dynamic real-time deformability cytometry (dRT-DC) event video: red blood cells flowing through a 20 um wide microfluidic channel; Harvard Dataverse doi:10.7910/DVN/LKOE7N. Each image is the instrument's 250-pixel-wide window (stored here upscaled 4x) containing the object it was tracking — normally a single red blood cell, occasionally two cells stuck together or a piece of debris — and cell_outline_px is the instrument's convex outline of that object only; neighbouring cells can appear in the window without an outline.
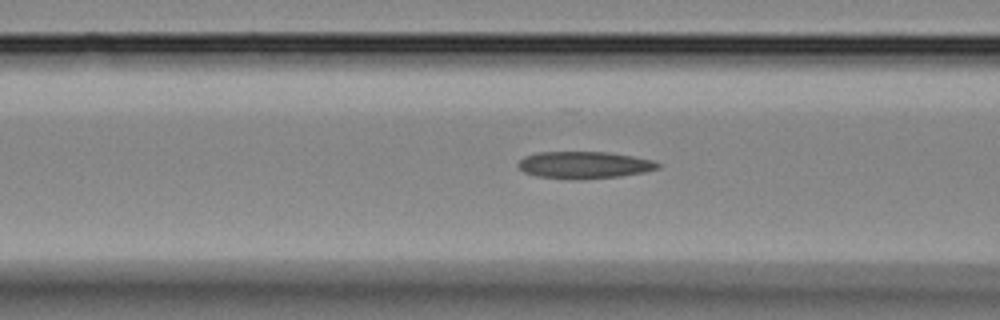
{"species": "Egyptian fruit bat (a non-hibernating species)", "species_latin": "Rousettus aegyptiacus", "temperature_condition": "room temperature", "stored_images_in_passage": 35, "camera_frame_rate_fps": 3000, "um_per_image_px": 0.085, "animal": {"sex": "female"}, "frame": {"image": 1, "passage_image": 8, "time_ms": 2.333, "image_size_px": [1000, 320], "cell_outline_px": [[660, 168], [644, 172], [620, 176], [580, 180], [536, 176], [524, 172], [516, 164], [524, 156], [536, 152], [608, 152], [632, 156], [652, 160], [660, 164]], "centroid_in_image_um": [49.64, 14.02], "position_along_channel_um": 117.0, "area_um2": 22.08}}
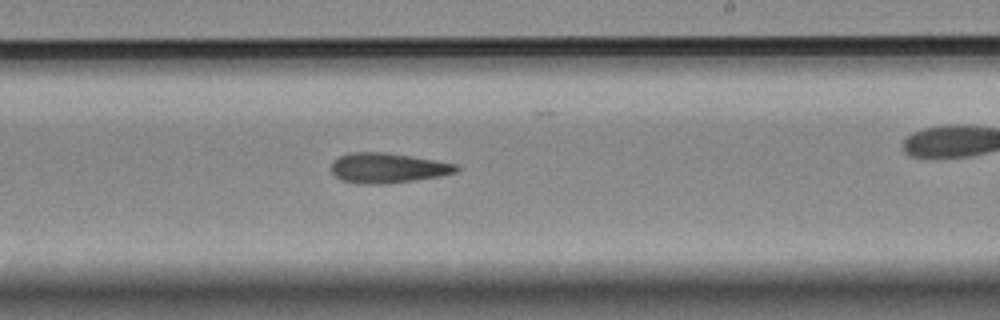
{"frame": {"image": 2, "passage_image": 17, "time_ms": 5.333, "image_size_px": [1000, 320], "cell_outline_px": [[460, 168], [456, 172], [440, 176], [388, 184], [360, 184], [340, 180], [332, 172], [332, 160], [340, 156], [352, 152], [384, 152], [412, 156], [456, 164]], "centroid_in_image_um": [32.93, 14.28], "position_along_channel_um": 256.1, "area_um2": 21.91}}
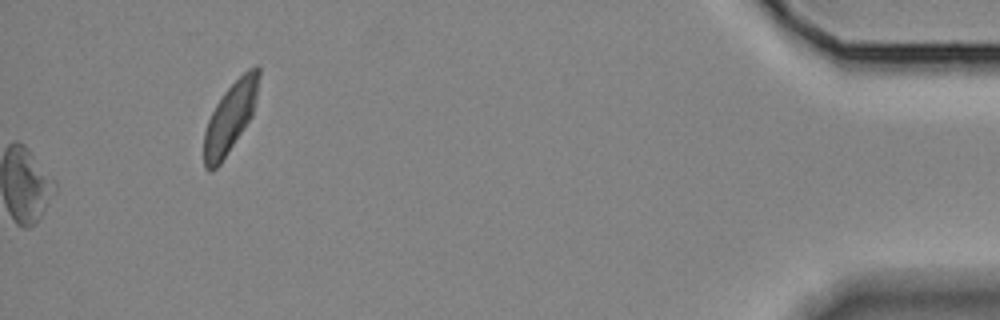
{"frame": {"image": 3, "passage_image": 35, "time_ms": 11.333, "image_size_px": [1000, 320], "cell_outline_px": [[260, 76], [252, 116], [220, 164], [212, 172], [208, 172], [204, 168], [204, 132], [208, 120], [216, 104], [224, 92], [248, 68], [256, 64], [260, 68]], "centroid_in_image_um": [19.56, 9.99], "position_along_channel_um": 415.6, "area_um2": 22.14}}